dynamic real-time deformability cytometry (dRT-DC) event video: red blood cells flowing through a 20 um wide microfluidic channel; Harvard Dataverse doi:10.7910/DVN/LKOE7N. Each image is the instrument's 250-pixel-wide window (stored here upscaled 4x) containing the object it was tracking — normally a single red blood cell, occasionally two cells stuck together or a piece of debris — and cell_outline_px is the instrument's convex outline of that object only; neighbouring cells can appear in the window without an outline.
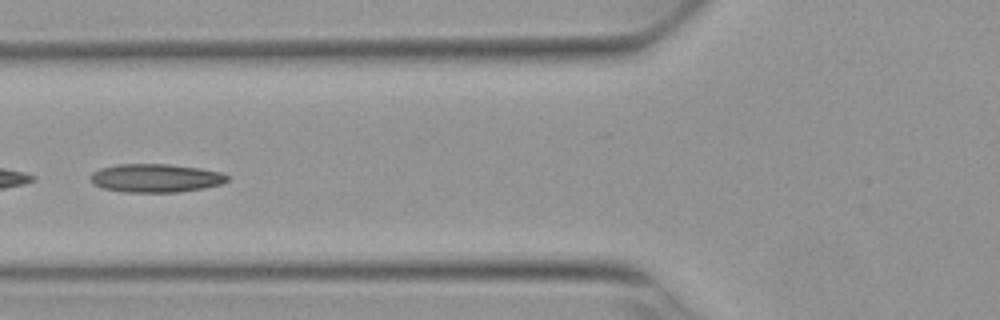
{"species": "Egyptian fruit bat (a non-hibernating species)", "species_latin": "Rousettus aegyptiacus", "temperature_condition": "warm", "stored_images_in_passage": 34, "camera_frame_rate_fps": 3000, "um_per_image_px": 0.085, "animal": {"sex": "female"}, "frame": {"image": 1, "passage_image": 20, "time_ms": 6.333, "image_size_px": [1000, 320], "cell_outline_px": [[232, 176], [228, 180], [220, 184], [204, 188], [176, 192], [124, 192], [104, 188], [92, 184], [88, 176], [92, 172], [100, 168], [116, 164], [168, 164], [200, 168], [224, 172]], "centroid_in_image_um": [13.24, 15.13], "position_along_channel_um": 112.6, "area_um2": 22.95}}